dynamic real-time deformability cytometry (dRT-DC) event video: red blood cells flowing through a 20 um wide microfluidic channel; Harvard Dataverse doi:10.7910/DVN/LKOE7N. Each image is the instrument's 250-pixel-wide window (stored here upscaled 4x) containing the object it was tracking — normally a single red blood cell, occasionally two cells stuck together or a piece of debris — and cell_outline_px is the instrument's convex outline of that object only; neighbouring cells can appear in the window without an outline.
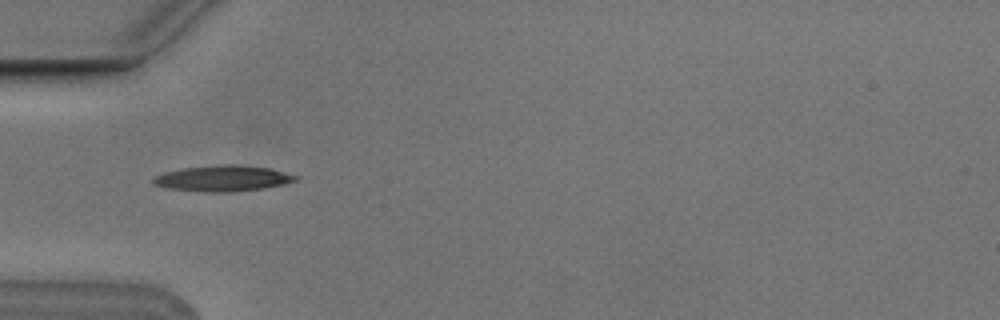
{"species": "Egyptian fruit bat (a non-hibernating species)", "species_latin": "Rousettus aegyptiacus", "temperature_condition": "cold", "stored_images_in_passage": 8, "camera_frame_rate_fps": 3000, "um_per_image_px": 0.085, "animal": {"sex": "male"}, "frame": {"image": 1, "passage_image": 4, "time_ms": 1.0, "image_size_px": [1000, 320], "cell_outline_px": [[296, 180], [284, 184], [264, 188], [232, 192], [208, 192], [168, 188], [152, 184], [152, 180], [156, 176], [164, 172], [184, 168], [220, 164], [232, 164], [268, 168], [296, 176]], "centroid_in_image_um": [18.9, 15.16], "position_along_channel_um": 66.1, "area_um2": 21.15}}
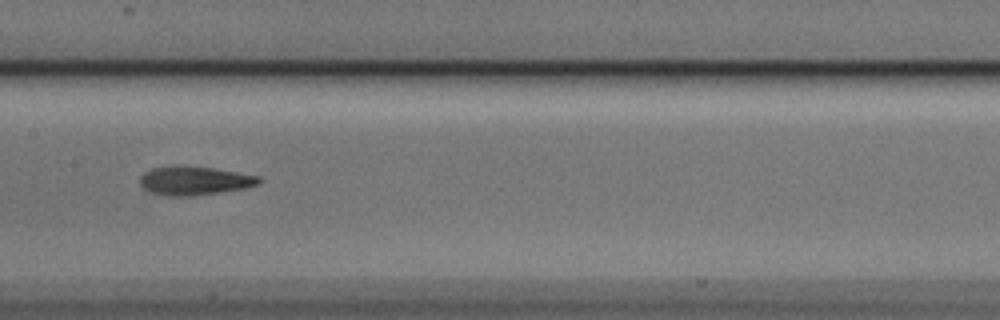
{"frame": {"image": 2, "passage_image": 7, "time_ms": 2.0, "image_size_px": [1000, 320], "cell_outline_px": [[264, 180], [260, 184], [244, 188], [220, 192], [192, 196], [164, 196], [152, 192], [144, 188], [140, 184], [140, 176], [144, 172], [152, 168], [172, 164], [212, 168], [260, 176]], "centroid_in_image_um": [16.52, 15.34], "position_along_channel_um": 190.9, "area_um2": 20.17}}
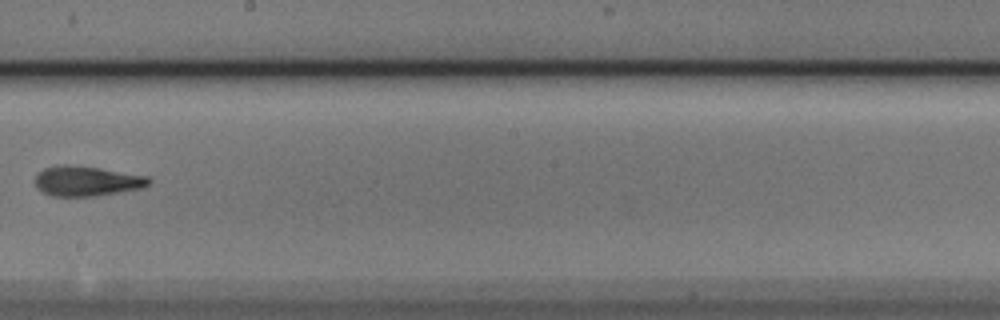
{"frame": {"image": 3, "passage_image": 8, "time_ms": 2.333, "image_size_px": [1000, 320], "cell_outline_px": [[152, 180], [144, 188], [96, 196], [52, 196], [40, 192], [36, 188], [36, 172], [44, 168], [56, 164], [72, 164], [100, 168], [148, 176]], "centroid_in_image_um": [7.34, 15.38], "position_along_channel_um": 240.9, "area_um2": 20.29}}